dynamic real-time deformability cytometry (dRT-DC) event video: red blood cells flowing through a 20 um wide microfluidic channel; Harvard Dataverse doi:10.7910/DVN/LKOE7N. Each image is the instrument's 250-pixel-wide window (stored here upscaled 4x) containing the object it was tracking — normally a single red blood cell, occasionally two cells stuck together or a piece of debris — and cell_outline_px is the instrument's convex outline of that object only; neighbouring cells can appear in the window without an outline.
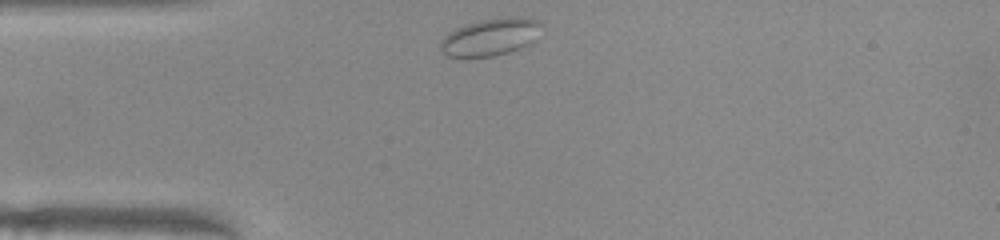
{"species": "common noctule bat (a hibernating species)", "species_latin": "Nyctalus noctula", "temperature_condition": "warm", "stored_images_in_passage": 31, "camera_frame_rate_fps": 3000, "um_per_image_px": 0.085, "animal": {"sex": "female", "body_mass_g": 22.0, "forearm_length_mm": 56.7}, "frame": {"image": 1, "passage_image": 1, "time_ms": 0.0, "image_size_px": [1000, 240], "cell_outline_px": [[540, 24], [532, 40], [528, 44], [520, 48], [508, 52], [492, 56], [448, 56], [440, 48], [440, 44], [444, 36], [448, 32], [456, 28], [480, 20], [508, 16], [520, 16], [536, 20]], "centroid_in_image_um": [41.64, 3.13], "position_along_channel_um": 43.4, "area_um2": 21.33}}
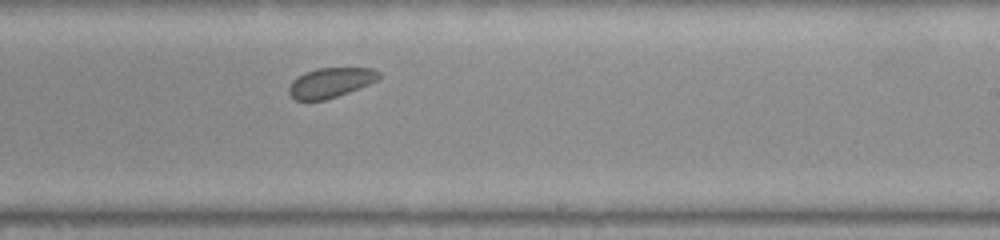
{"frame": {"image": 2, "passage_image": 19, "time_ms": 6.0, "image_size_px": [1000, 240], "cell_outline_px": [[380, 76], [376, 80], [368, 84], [348, 92], [324, 100], [296, 100], [288, 92], [288, 88], [292, 80], [296, 76], [304, 72], [316, 68], [372, 68], [380, 72]], "centroid_in_image_um": [28.05, 7.01], "position_along_channel_um": 260.9, "area_um2": 15.55}}
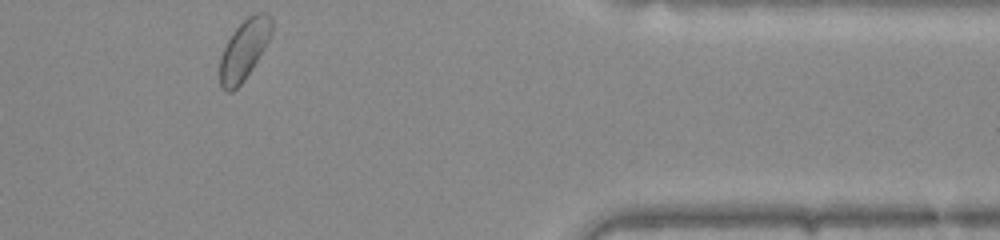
{"frame": {"image": 3, "passage_image": 31, "time_ms": 10.0, "image_size_px": [1000, 240], "cell_outline_px": [[272, 32], [264, 48], [252, 68], [244, 80], [232, 92], [224, 92], [220, 84], [220, 56], [232, 32], [252, 12], [268, 12], [272, 20]], "centroid_in_image_um": [20.75, 4.2], "position_along_channel_um": 390.7, "area_um2": 18.09}, "authors_computed_cell_mechanics": {"area_um2": 16.2418, "velocity_mm_per_s": 3.9245, "shape_relaxation_time_tau1_ms": null, "shape_relaxation_time_tau2_ms": 4.1167, "deformation_change_tau1": null, "deformation_change_tau2": 0.0759}}